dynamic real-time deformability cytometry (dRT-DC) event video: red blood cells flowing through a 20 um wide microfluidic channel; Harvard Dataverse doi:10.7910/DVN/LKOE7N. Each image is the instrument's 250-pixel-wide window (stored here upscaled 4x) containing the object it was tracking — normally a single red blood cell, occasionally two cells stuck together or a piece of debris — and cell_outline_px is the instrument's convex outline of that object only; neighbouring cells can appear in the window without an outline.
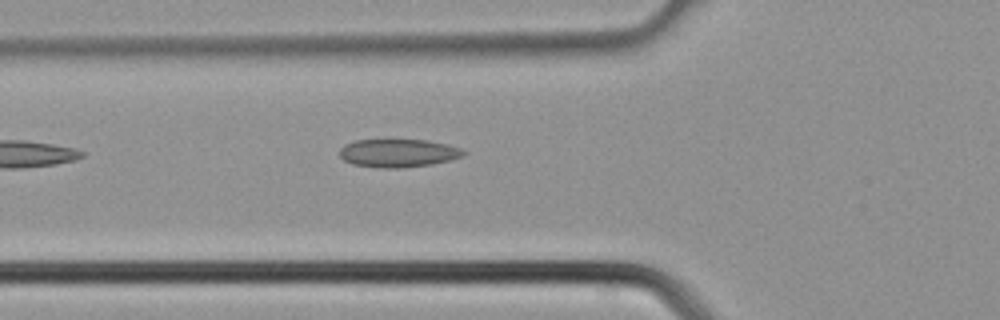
{"species": "common noctule bat (a hibernating species)", "species_latin": "Nyctalus noctula", "temperature_condition": "cold", "stored_images_in_passage": 5, "camera_frame_rate_fps": 3000, "um_per_image_px": 0.085, "animal": {"sex": "male", "body_mass_g": 21.5, "forearm_length_mm": 52.0}, "frame": {"image": 1, "passage_image": 5, "time_ms": 1.333, "image_size_px": [1000, 320], "cell_outline_px": [[468, 152], [464, 156], [432, 164], [400, 168], [380, 168], [352, 164], [344, 160], [340, 156], [340, 148], [344, 144], [356, 140], [428, 140], [448, 144], [460, 148]], "centroid_in_image_um": [33.86, 13.01], "position_along_channel_um": 91.9, "area_um2": 20.4}}